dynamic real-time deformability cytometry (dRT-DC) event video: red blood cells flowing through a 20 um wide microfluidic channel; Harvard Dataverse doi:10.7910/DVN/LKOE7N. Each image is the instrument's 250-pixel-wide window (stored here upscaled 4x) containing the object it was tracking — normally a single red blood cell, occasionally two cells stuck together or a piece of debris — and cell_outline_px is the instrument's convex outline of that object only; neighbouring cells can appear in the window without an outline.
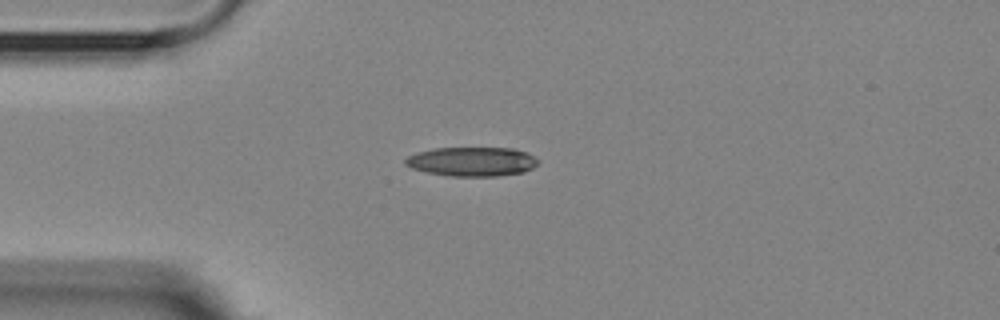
{"species": "Egyptian fruit bat (a non-hibernating species)", "species_latin": "Rousettus aegyptiacus", "temperature_condition": "room temperature", "stored_images_in_passage": 3, "camera_frame_rate_fps": 3000, "um_per_image_px": 0.085, "animal": {"sex": "female"}, "frame": {"image": 1, "passage_image": 3, "time_ms": 2.667, "image_size_px": [1000, 320], "cell_outline_px": [[540, 160], [532, 168], [524, 172], [496, 176], [448, 176], [428, 172], [412, 168], [404, 164], [404, 160], [408, 156], [416, 152], [436, 148], [512, 148], [524, 152]], "centroid_in_image_um": [40.09, 13.73], "position_along_channel_um": 44.9, "area_um2": 22.48}}